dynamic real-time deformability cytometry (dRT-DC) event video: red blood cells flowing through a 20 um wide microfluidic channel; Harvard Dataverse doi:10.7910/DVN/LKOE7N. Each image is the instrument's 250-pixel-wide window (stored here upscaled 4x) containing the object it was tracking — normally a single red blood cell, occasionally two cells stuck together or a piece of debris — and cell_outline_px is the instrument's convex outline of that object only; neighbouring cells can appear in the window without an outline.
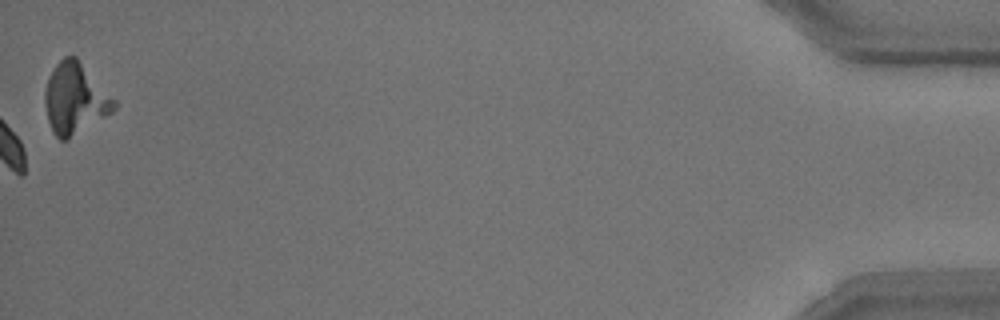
{"species": "common noctule bat (a hibernating species)", "species_latin": "Nyctalus noctula", "temperature_condition": "room temperature", "stored_images_in_passage": 54, "segment_of_instrument_passage": [2, 2], "camera_frame_rate_fps": 3000, "um_per_image_px": 0.085, "animal": {"sex": "male", "body_mass_g": 15.6}, "frame": {"image": 1, "passage_image": 54, "time_ms": 17.667, "image_size_px": [1000, 320], "cell_outline_px": [[116, 108], [112, 112], [68, 140], [60, 140], [52, 132], [48, 120], [44, 100], [44, 92], [48, 76], [56, 64], [64, 56], [76, 56], [116, 100]], "centroid_in_image_um": [6.36, 8.38], "position_along_channel_um": 428.8, "area_um2": 28.67}}